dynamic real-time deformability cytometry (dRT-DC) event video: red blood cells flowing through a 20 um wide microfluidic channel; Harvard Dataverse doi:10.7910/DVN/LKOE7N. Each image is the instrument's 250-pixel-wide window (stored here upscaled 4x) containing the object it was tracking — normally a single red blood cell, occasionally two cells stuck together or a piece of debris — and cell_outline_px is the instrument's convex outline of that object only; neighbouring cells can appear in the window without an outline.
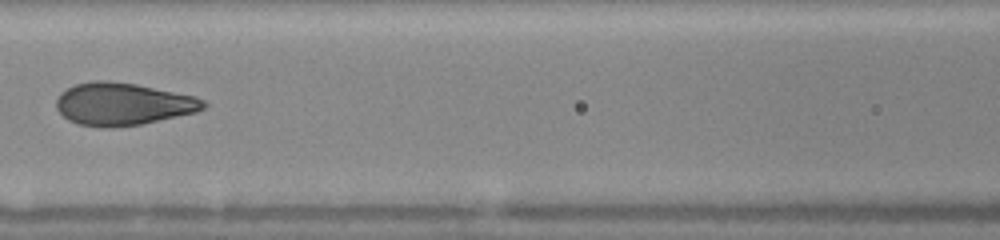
{"species": "human", "species_latin": "Homo sapiens", "temperature_condition": "warm", "stored_images_in_passage": 13, "camera_frame_rate_fps": 3000, "um_per_image_px": 0.085, "donor": {"sex": "female"}, "frame": {"image": 1, "passage_image": 8, "time_ms": 7.333, "image_size_px": [1000, 240], "cell_outline_px": [[208, 104], [204, 108], [196, 112], [140, 124], [112, 128], [100, 128], [76, 124], [68, 120], [56, 108], [56, 100], [60, 92], [76, 84], [96, 80], [104, 80], [136, 84], [196, 96], [204, 100]], "centroid_in_image_um": [10.43, 8.85], "position_along_channel_um": 156.2, "area_um2": 36.53}}
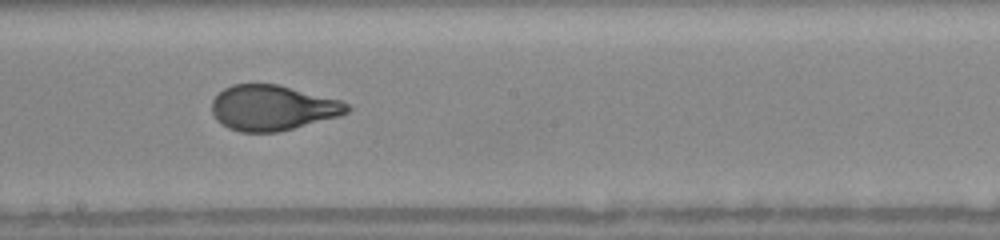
{"frame": {"image": 2, "passage_image": 10, "time_ms": 9.0, "image_size_px": [1000, 240], "cell_outline_px": [[352, 108], [348, 112], [340, 116], [276, 132], [240, 132], [228, 128], [216, 120], [212, 112], [212, 100], [224, 88], [232, 84], [276, 84], [340, 100], [348, 104]], "centroid_in_image_um": [23.15, 9.16], "position_along_channel_um": 225.0, "area_um2": 35.49}}